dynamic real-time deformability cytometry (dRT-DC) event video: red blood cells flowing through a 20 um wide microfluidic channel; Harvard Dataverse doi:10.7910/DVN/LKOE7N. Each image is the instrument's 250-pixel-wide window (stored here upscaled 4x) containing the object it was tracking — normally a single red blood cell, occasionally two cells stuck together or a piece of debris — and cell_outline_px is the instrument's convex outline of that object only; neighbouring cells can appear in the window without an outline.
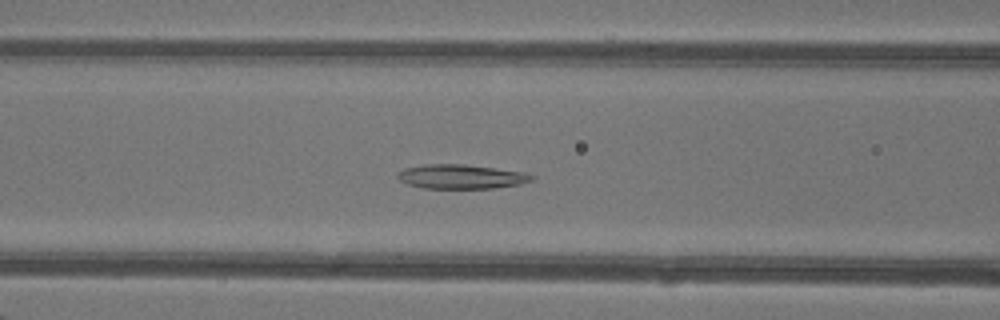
{"species": "common noctule bat (a hibernating species)", "species_latin": "Nyctalus noctula", "temperature_condition": "warm", "stored_images_in_passage": 46, "camera_frame_rate_fps": 3000, "um_per_image_px": 0.085, "animal": {"sex": "female"}, "frame": {"image": 1, "passage_image": 18, "time_ms": 5.667, "image_size_px": [1000, 320], "cell_outline_px": [[536, 176], [532, 180], [520, 184], [492, 188], [424, 188], [408, 184], [400, 180], [396, 176], [396, 172], [404, 168], [424, 164], [464, 164], [524, 172]], "centroid_in_image_um": [39.17, 15.0], "position_along_channel_um": 127.4, "area_um2": 18.96}}
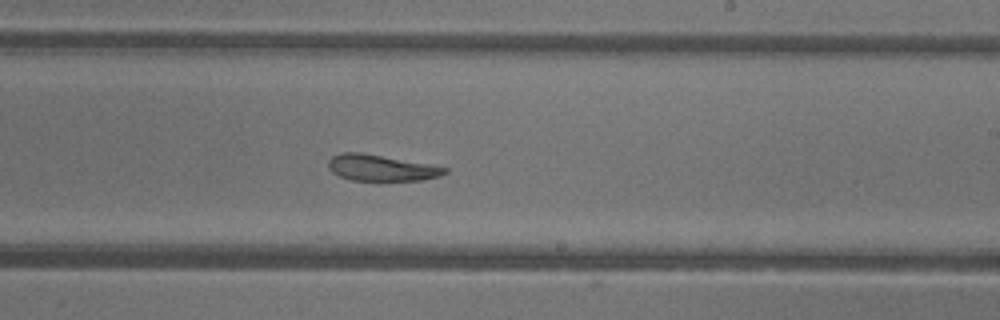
{"frame": {"image": 2, "passage_image": 27, "time_ms": 8.667, "image_size_px": [1000, 320], "cell_outline_px": [[448, 172], [440, 176], [424, 180], [384, 184], [380, 184], [352, 180], [340, 176], [332, 172], [328, 168], [328, 160], [332, 156], [340, 152], [360, 152], [428, 164], [448, 168]], "centroid_in_image_um": [32.4, 14.33], "position_along_channel_um": 256.6, "area_um2": 18.73}}
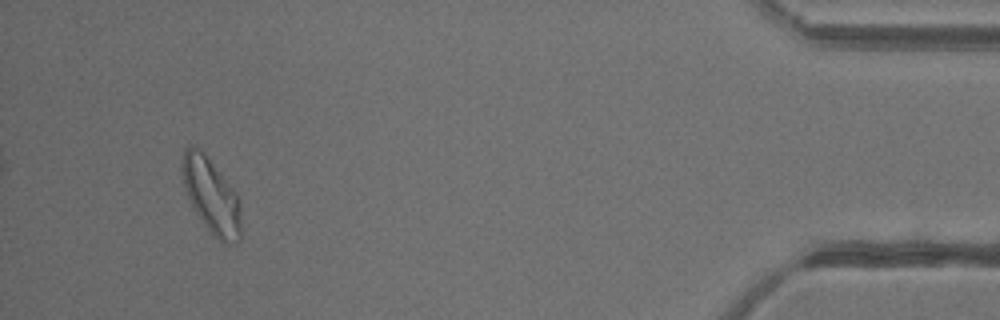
{"frame": {"image": 3, "passage_image": 43, "time_ms": 14.0, "image_size_px": [1000, 320], "cell_outline_px": [[240, 240], [236, 244], [224, 244], [212, 236], [196, 212], [188, 196], [180, 172], [180, 160], [184, 148], [192, 144], [196, 144], [204, 152], [236, 192], [240, 200]], "centroid_in_image_um": [17.94, 16.61], "position_along_channel_um": 417.3, "area_um2": 26.24}, "authors_computed_cell_mechanics": {"area_um2": 21.5594, "velocity_mm_per_s": 4.3161, "shape_relaxation_time_tau1_ms": null, "shape_relaxation_time_tau2_ms": 5.2977, "deformation_change_tau1": null, "deformation_change_tau2": 0.1356}}